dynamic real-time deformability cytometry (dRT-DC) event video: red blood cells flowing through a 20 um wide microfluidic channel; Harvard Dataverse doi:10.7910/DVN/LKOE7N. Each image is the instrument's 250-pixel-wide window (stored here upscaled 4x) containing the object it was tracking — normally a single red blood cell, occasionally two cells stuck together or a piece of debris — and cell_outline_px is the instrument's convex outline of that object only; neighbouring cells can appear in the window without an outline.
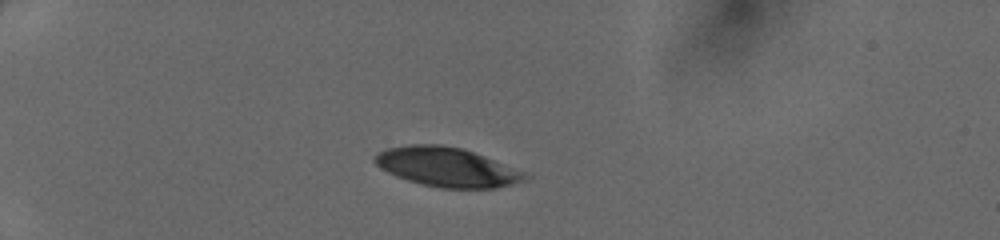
{"species": "human", "species_latin": "Homo sapiens", "temperature_condition": "cold", "stored_images_in_passage": 12, "camera_frame_rate_fps": 3000, "um_per_image_px": 0.085, "donor": {"sex": "female"}, "frame": {"image": 1, "passage_image": 5, "time_ms": 1.333, "image_size_px": [1000, 240], "cell_outline_px": [[532, 176], [528, 180], [496, 188], [440, 188], [408, 180], [396, 176], [380, 168], [372, 160], [376, 152], [388, 148], [408, 144], [440, 144], [464, 148], [528, 172]], "centroid_in_image_um": [38.04, 14.19], "position_along_channel_um": 47.0, "area_um2": 34.85}}
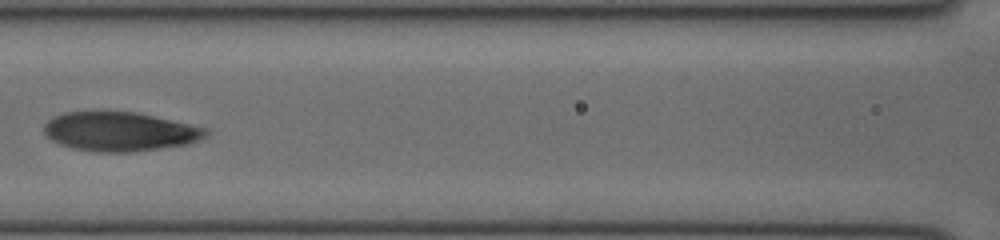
{"frame": {"image": 2, "passage_image": 11, "time_ms": 3.333, "image_size_px": [1000, 240], "cell_outline_px": [[208, 132], [204, 136], [188, 144], [132, 152], [100, 152], [72, 148], [60, 144], [44, 136], [44, 124], [52, 116], [64, 112], [136, 112], [208, 128]], "centroid_in_image_um": [10.13, 11.18], "position_along_channel_um": 156.5, "area_um2": 36.76}}
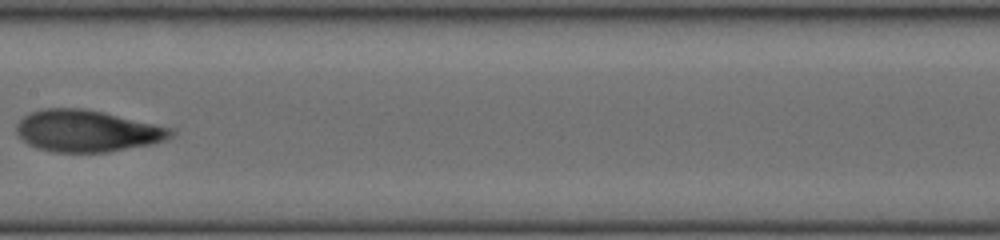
{"frame": {"image": 3, "passage_image": 12, "time_ms": 3.667, "image_size_px": [1000, 240], "cell_outline_px": [[176, 132], [172, 136], [164, 140], [152, 144], [108, 152], [52, 152], [36, 148], [28, 144], [16, 132], [16, 124], [24, 116], [32, 112], [44, 108], [80, 108], [104, 112], [172, 128]], "centroid_in_image_um": [7.4, 11.13], "position_along_channel_um": 200.0, "area_um2": 37.51}}